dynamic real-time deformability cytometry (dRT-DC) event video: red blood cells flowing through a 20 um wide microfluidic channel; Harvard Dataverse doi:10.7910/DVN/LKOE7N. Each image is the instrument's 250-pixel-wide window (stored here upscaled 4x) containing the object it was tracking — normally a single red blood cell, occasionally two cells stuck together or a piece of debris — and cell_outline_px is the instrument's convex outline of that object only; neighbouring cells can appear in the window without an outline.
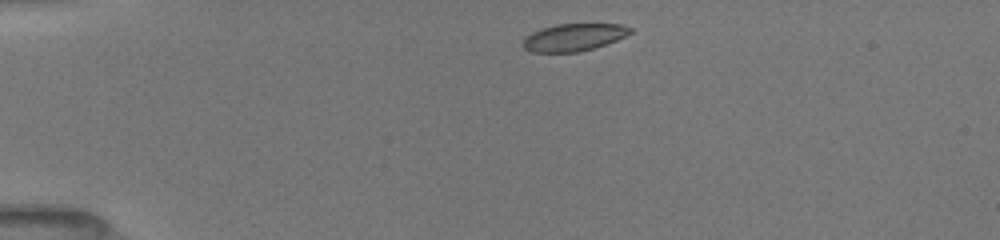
{"species": "common noctule bat (a hibernating species)", "species_latin": "Nyctalus noctula", "temperature_condition": "room temperature", "stored_images_in_passage": 16, "camera_frame_rate_fps": 3000, "um_per_image_px": 0.085, "animal": {"sex": "female", "body_mass_g": 19.5, "forearm_length_mm": 54.1}, "frame": {"image": 1, "passage_image": 1, "time_ms": 0.0, "image_size_px": [1000, 240], "cell_outline_px": [[632, 32], [616, 40], [580, 52], [532, 52], [524, 48], [520, 44], [524, 36], [532, 32], [556, 24], [624, 24], [632, 28]], "centroid_in_image_um": [48.73, 3.17], "position_along_channel_um": 36.3, "area_um2": 17.11}}
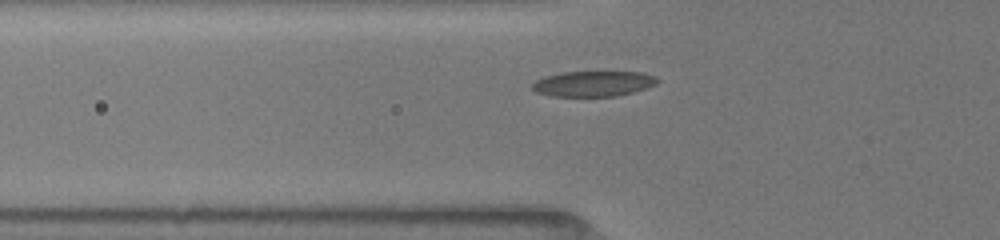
{"frame": {"image": 2, "passage_image": 11, "time_ms": 2.333, "image_size_px": [1000, 240], "cell_outline_px": [[660, 80], [656, 84], [632, 92], [616, 96], [552, 96], [536, 92], [532, 88], [532, 84], [536, 80], [544, 76], [564, 72], [640, 72], [656, 76]], "centroid_in_image_um": [50.43, 7.11], "position_along_channel_um": 75.4, "area_um2": 18.44}}